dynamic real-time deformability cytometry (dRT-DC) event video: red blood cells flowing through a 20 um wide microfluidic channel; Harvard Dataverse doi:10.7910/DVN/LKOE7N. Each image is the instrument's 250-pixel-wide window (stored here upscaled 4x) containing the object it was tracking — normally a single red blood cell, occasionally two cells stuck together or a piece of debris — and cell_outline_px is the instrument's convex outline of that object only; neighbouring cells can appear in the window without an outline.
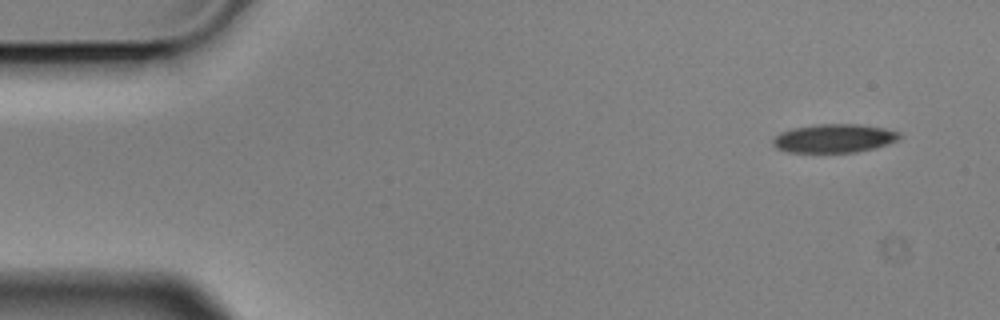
{"species": "Egyptian fruit bat (a non-hibernating species)", "species_latin": "Rousettus aegyptiacus", "temperature_condition": "cold", "stored_images_in_passage": 4, "camera_frame_rate_fps": 3000, "um_per_image_px": 0.085, "animal": {"sex": "male"}, "frame": {"image": 1, "passage_image": 1, "time_ms": 0.0, "image_size_px": [1000, 320], "cell_outline_px": [[900, 136], [896, 140], [888, 144], [876, 148], [856, 152], [788, 152], [776, 148], [772, 144], [772, 140], [780, 132], [792, 128], [816, 124], [856, 124], [884, 128], [900, 132]], "centroid_in_image_um": [70.88, 11.76], "position_along_channel_um": 14.1, "area_um2": 21.1}}
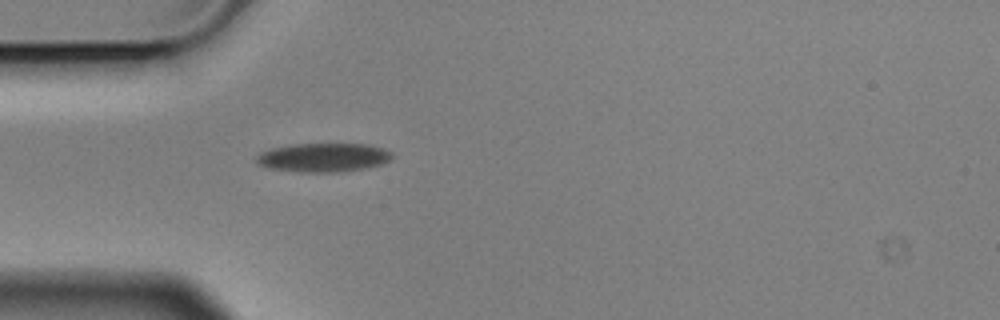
{"frame": {"image": 2, "passage_image": 4, "time_ms": 1.0, "image_size_px": [1000, 320], "cell_outline_px": [[392, 160], [384, 164], [364, 168], [336, 172], [304, 172], [268, 168], [260, 164], [256, 160], [256, 156], [260, 152], [272, 148], [292, 144], [372, 144], [384, 148], [392, 152]], "centroid_in_image_um": [27.54, 13.38], "position_along_channel_um": 57.5, "area_um2": 22.89}}